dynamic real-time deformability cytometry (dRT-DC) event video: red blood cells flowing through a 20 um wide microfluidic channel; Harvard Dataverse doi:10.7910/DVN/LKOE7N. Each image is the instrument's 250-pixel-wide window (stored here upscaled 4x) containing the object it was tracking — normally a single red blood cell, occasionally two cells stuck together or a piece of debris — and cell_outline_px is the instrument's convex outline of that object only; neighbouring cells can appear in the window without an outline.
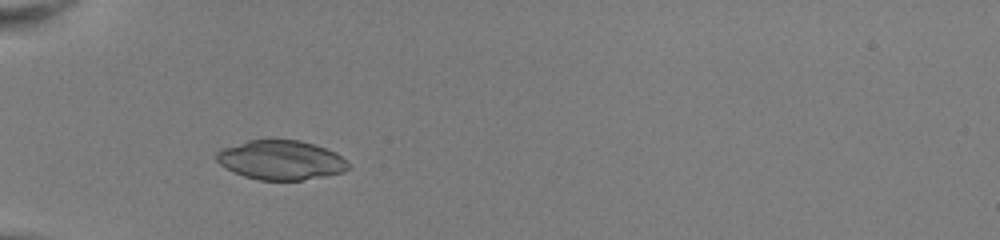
{"species": "common noctule bat (a hibernating species)", "species_latin": "Nyctalus noctula", "temperature_condition": "room temperature", "stored_images_in_passage": 34, "camera_frame_rate_fps": 3000, "um_per_image_px": 0.085, "animal": {"sex": "female", "body_mass_g": 22.0, "forearm_length_mm": 56.7}, "frame": {"image": 1, "passage_image": 1, "time_ms": 0.0, "image_size_px": [1000, 240], "cell_outline_px": [[352, 168], [344, 172], [324, 176], [300, 180], [260, 180], [244, 176], [224, 168], [216, 160], [216, 152], [220, 148], [248, 140], [300, 140], [316, 144], [336, 152]], "centroid_in_image_um": [23.86, 13.6], "position_along_channel_um": 61.1, "area_um2": 30.4}}
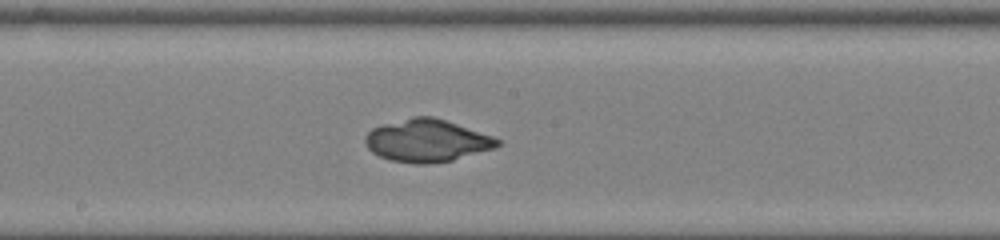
{"frame": {"image": 2, "passage_image": 13, "time_ms": 4.0, "image_size_px": [1000, 240], "cell_outline_px": [[500, 144], [496, 148], [452, 160], [424, 164], [416, 164], [392, 160], [380, 156], [372, 152], [368, 148], [364, 140], [364, 136], [372, 128], [384, 124], [412, 116], [432, 116], [492, 136], [500, 140]], "centroid_in_image_um": [36.27, 11.95], "position_along_channel_um": 211.9, "area_um2": 32.43}}
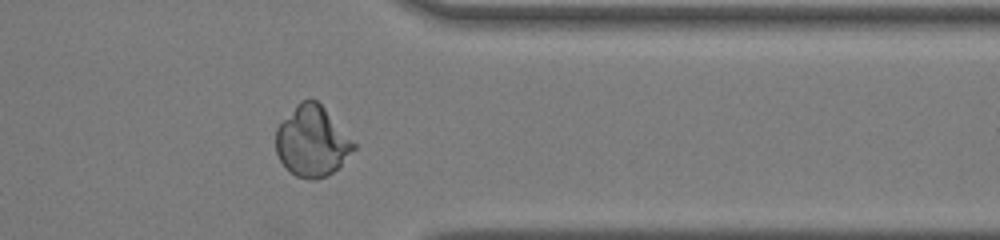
{"frame": {"image": 3, "passage_image": 26, "time_ms": 8.333, "image_size_px": [1000, 240], "cell_outline_px": [[356, 148], [328, 176], [312, 180], [308, 180], [296, 176], [280, 160], [276, 152], [276, 128], [296, 104], [300, 100], [316, 100], [324, 108], [356, 144]], "centroid_in_image_um": [26.51, 12.02], "position_along_channel_um": 384.9, "area_um2": 31.5}}